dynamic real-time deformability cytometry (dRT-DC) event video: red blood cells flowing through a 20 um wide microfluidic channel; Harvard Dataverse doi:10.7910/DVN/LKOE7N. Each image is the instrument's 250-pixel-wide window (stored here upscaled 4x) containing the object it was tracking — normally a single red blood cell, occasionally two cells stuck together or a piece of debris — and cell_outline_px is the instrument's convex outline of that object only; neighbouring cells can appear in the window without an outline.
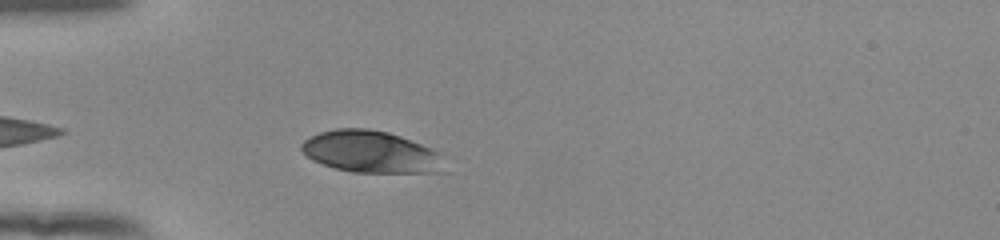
{"species": "human", "species_latin": "Homo sapiens", "temperature_condition": "room temperature", "stored_images_in_passage": 37, "camera_frame_rate_fps": 3000, "um_per_image_px": 0.085, "donor": {"sex": "female"}, "frame": {"image": 1, "passage_image": 3, "time_ms": 0.667, "image_size_px": [1000, 240], "cell_outline_px": [[448, 172], [352, 172], [336, 168], [312, 160], [300, 148], [300, 144], [304, 140], [320, 132], [336, 128], [368, 128], [388, 132], [400, 136], [432, 148], [440, 152]], "centroid_in_image_um": [31.58, 12.91], "position_along_channel_um": 53.4, "area_um2": 35.03}}
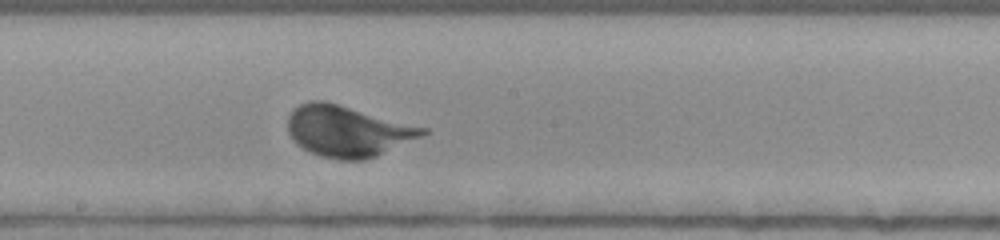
{"frame": {"image": 2, "passage_image": 17, "time_ms": 5.333, "image_size_px": [1000, 240], "cell_outline_px": [[428, 132], [420, 136], [376, 156], [364, 160], [336, 160], [320, 156], [308, 152], [296, 144], [288, 132], [288, 116], [292, 108], [308, 100], [324, 100], [428, 128]], "centroid_in_image_um": [29.48, 11.14], "position_along_channel_um": 218.7, "area_um2": 40.17}}
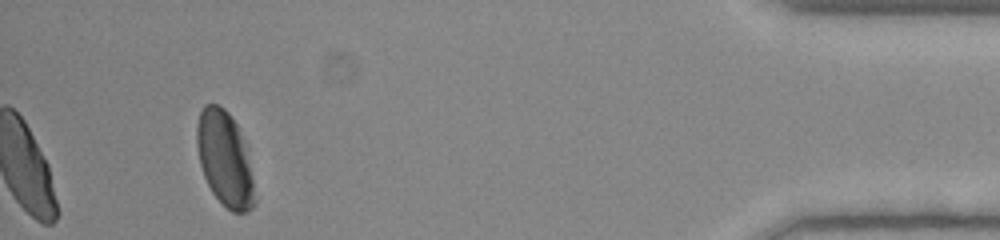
{"frame": {"image": 3, "passage_image": 37, "time_ms": 12.0, "image_size_px": [1000, 240], "cell_outline_px": [[256, 204], [248, 212], [232, 212], [212, 192], [204, 176], [200, 164], [196, 144], [196, 124], [200, 112], [204, 104], [216, 104], [224, 108], [228, 112], [236, 124], [240, 136], [252, 176], [256, 200]], "centroid_in_image_um": [19.07, 13.51], "position_along_channel_um": 416.1, "area_um2": 31.33}, "authors_computed_cell_mechanics": {"area_um2": 36.7608, "velocity_mm_per_s": 3.8341, "shape_relaxation_time_tau1_ms": 2.1636, "shape_relaxation_time_tau2_ms": null, "deformation_change_tau1": 0.1267, "deformation_change_tau2": null}}